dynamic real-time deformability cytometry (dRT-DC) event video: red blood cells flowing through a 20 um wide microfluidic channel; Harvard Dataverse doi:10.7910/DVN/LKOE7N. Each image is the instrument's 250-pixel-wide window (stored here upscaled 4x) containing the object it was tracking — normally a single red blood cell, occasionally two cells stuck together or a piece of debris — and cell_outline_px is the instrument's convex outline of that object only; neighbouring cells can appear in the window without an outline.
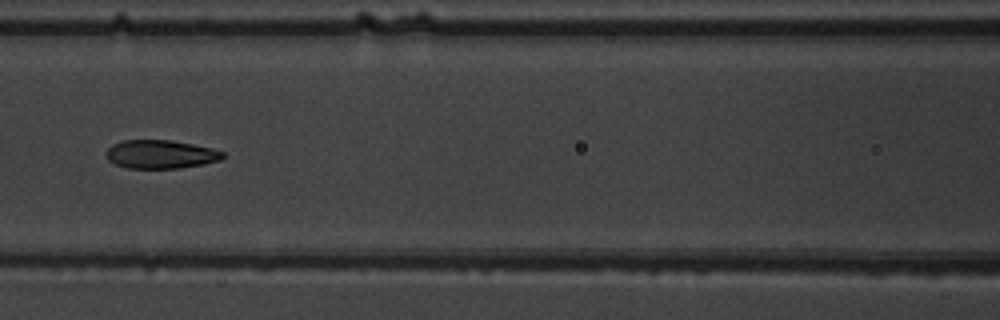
{"species": "common noctule bat (a hibernating species)", "species_latin": "Nyctalus noctula", "temperature_condition": "warm", "stored_images_in_passage": 8, "camera_frame_rate_fps": 3000, "um_per_image_px": 0.085, "animal": {"sex": "male", "body_mass_g": 19.5, "forearm_length_mm": 54.6}, "frame": {"image": 1, "passage_image": 7, "time_ms": 7.0, "image_size_px": [1000, 320], "cell_outline_px": [[224, 156], [220, 160], [204, 164], [180, 168], [128, 168], [116, 164], [108, 160], [104, 152], [112, 144], [124, 140], [172, 140], [192, 144], [224, 152]], "centroid_in_image_um": [13.62, 13.11], "position_along_channel_um": 153.0, "area_um2": 19.31}}
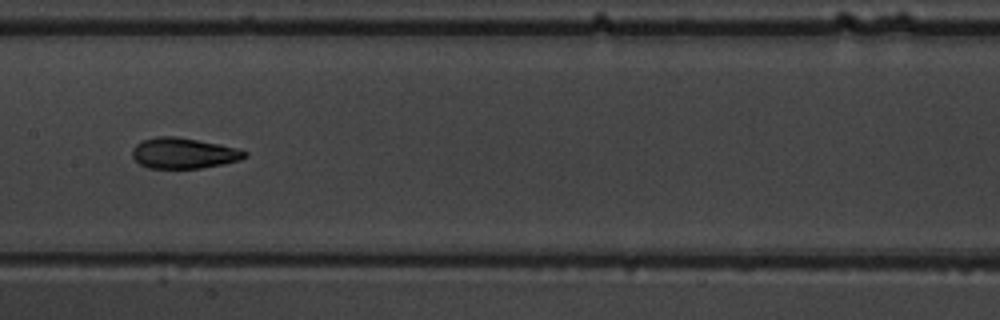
{"frame": {"image": 2, "passage_image": 8, "time_ms": 8.0, "image_size_px": [1000, 320], "cell_outline_px": [[248, 156], [240, 160], [224, 164], [200, 168], [148, 168], [140, 164], [132, 156], [132, 148], [140, 140], [156, 136], [176, 136], [220, 144], [236, 148], [248, 152]], "centroid_in_image_um": [15.6, 13.01], "position_along_channel_um": 191.8, "area_um2": 20.29}}